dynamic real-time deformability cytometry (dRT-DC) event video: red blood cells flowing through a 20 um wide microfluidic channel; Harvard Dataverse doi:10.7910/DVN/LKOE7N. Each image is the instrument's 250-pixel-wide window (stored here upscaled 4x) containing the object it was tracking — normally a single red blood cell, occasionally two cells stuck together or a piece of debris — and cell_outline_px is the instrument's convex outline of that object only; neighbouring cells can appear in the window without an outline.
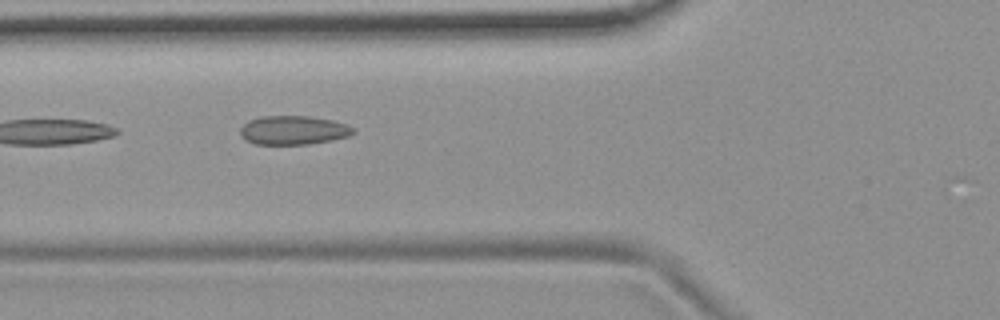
{"species": "common noctule bat (a hibernating species)", "species_latin": "Nyctalus noctula", "temperature_condition": "room temperature", "stored_images_in_passage": 4, "camera_frame_rate_fps": 3000, "um_per_image_px": 0.085, "animal": {"sex": "female", "body_mass_g": 19.9}, "frame": {"image": 1, "passage_image": 3, "time_ms": 0.667, "image_size_px": [1000, 320], "cell_outline_px": [[356, 132], [348, 136], [332, 140], [308, 144], [256, 144], [248, 140], [240, 132], [240, 128], [248, 120], [260, 116], [308, 116], [332, 120], [348, 124]], "centroid_in_image_um": [24.96, 11.05], "position_along_channel_um": 100.8, "area_um2": 18.9}}